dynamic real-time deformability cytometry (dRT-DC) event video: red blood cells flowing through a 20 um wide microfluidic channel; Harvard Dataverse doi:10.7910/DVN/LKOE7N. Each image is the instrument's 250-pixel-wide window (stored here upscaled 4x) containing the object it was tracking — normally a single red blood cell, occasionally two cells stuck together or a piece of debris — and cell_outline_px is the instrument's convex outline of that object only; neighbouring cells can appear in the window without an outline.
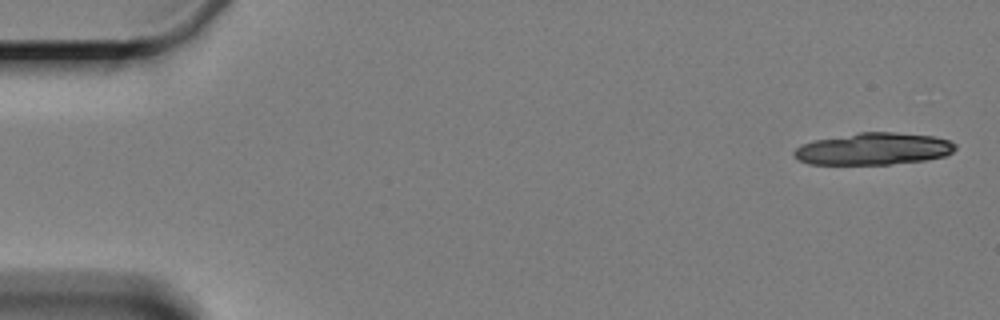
{"species": "Egyptian fruit bat (a non-hibernating species)", "species_latin": "Rousettus aegyptiacus", "temperature_condition": "cold", "stored_images_in_passage": 5, "camera_frame_rate_fps": 3000, "um_per_image_px": 0.085, "animal": {"sex": "female"}, "frame": {"image": 1, "passage_image": 1, "time_ms": 0.0, "image_size_px": [1000, 320], "cell_outline_px": [[956, 148], [952, 152], [944, 156], [924, 160], [888, 164], [808, 164], [796, 160], [792, 156], [792, 152], [800, 144], [812, 140], [860, 132], [896, 132], [932, 136], [948, 140], [956, 144]], "centroid_in_image_um": [74.17, 12.65], "position_along_channel_um": 10.8, "area_um2": 30.23}}